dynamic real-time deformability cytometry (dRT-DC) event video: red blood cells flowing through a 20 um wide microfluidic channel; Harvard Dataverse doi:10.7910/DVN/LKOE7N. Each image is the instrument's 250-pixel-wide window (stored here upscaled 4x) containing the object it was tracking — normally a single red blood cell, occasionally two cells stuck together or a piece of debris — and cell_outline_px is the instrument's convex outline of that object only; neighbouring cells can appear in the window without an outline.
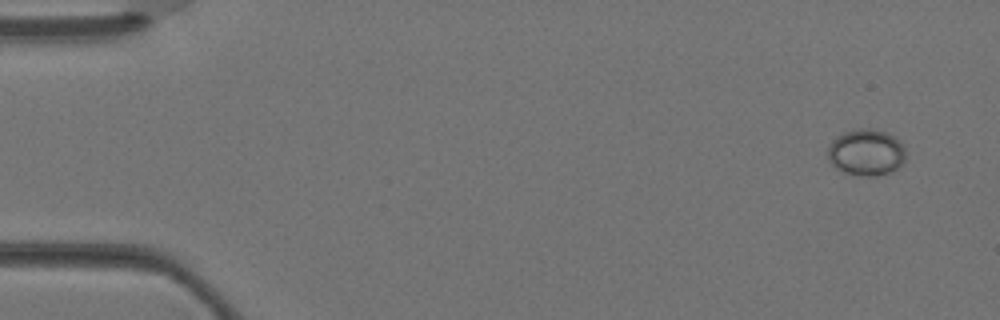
{"species": "Egyptian fruit bat (a non-hibernating species)", "species_latin": "Rousettus aegyptiacus", "temperature_condition": "warm", "stored_images_in_passage": 3, "camera_frame_rate_fps": 3000, "um_per_image_px": 0.085, "animal": {"sex": "female"}, "frame": {"image": 1, "passage_image": 1, "time_ms": 0.0, "image_size_px": [1000, 320], "cell_outline_px": [[904, 164], [900, 168], [892, 172], [876, 176], [860, 176], [844, 172], [836, 168], [828, 160], [828, 148], [832, 140], [836, 136], [844, 132], [856, 128], [872, 128], [884, 132], [900, 140], [904, 148]], "centroid_in_image_um": [73.63, 12.96], "position_along_channel_um": 11.4, "area_um2": 21.39}}